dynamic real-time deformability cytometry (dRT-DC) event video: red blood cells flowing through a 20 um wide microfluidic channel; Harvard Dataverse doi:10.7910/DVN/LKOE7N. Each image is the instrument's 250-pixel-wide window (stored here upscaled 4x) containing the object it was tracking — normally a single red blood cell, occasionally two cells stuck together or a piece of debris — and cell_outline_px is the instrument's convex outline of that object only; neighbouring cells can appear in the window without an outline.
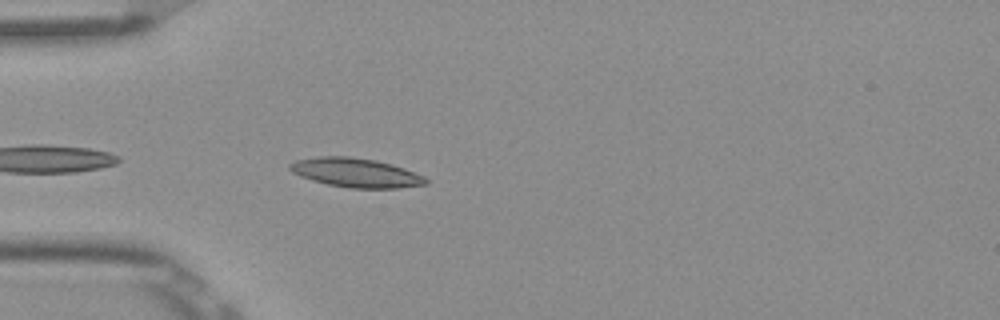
{"species": "Egyptian fruit bat (a non-hibernating species)", "species_latin": "Rousettus aegyptiacus", "temperature_condition": "room temperature", "stored_images_in_passage": 8, "camera_frame_rate_fps": 3000, "um_per_image_px": 0.085, "frame": {"image": 1, "passage_image": 3, "time_ms": 0.667, "image_size_px": [1000, 320], "cell_outline_px": [[428, 184], [396, 188], [348, 188], [328, 184], [312, 180], [300, 176], [292, 172], [288, 168], [288, 164], [296, 160], [320, 156], [348, 156], [376, 160], [392, 164], [404, 168], [424, 176], [428, 180]], "centroid_in_image_um": [30.24, 14.67], "position_along_channel_um": 54.8, "area_um2": 23.12}}
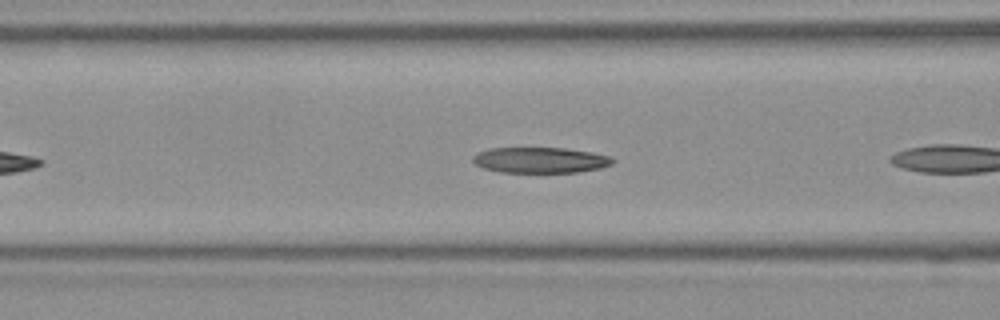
{"frame": {"image": 2, "passage_image": 6, "time_ms": 1.667, "image_size_px": [1000, 320], "cell_outline_px": [[616, 160], [612, 164], [600, 168], [576, 172], [500, 172], [484, 168], [476, 164], [472, 160], [472, 156], [476, 152], [488, 148], [564, 148], [592, 152], [612, 156]], "centroid_in_image_um": [45.92, 13.6], "position_along_channel_um": 120.7, "area_um2": 21.04}}